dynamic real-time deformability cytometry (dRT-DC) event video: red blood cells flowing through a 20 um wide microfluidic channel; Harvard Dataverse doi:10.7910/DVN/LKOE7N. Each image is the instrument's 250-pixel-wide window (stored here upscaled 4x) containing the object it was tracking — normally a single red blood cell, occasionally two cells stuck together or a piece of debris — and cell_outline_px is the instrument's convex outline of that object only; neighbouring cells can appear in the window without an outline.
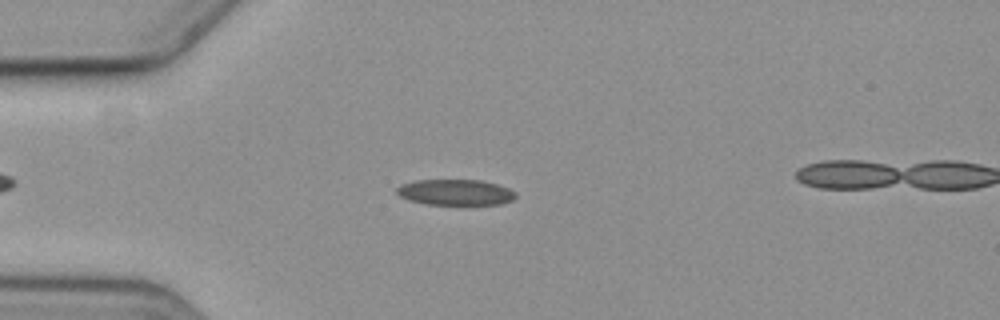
{"species": "common noctule bat (a hibernating species)", "species_latin": "Nyctalus noctula", "temperature_condition": "cold", "stored_images_in_passage": 10, "camera_frame_rate_fps": 3000, "um_per_image_px": 0.085, "animal": {"sex": "female", "body_mass_g": 19.3, "forearm_length_mm": 54.1}, "frame": {"image": 1, "passage_image": 4, "time_ms": 4.667, "image_size_px": [1000, 320], "cell_outline_px": [[516, 196], [512, 200], [500, 204], [428, 204], [408, 200], [400, 196], [396, 192], [396, 188], [400, 184], [416, 180], [480, 180], [496, 184], [508, 188], [516, 192]], "centroid_in_image_um": [38.69, 16.34], "position_along_channel_um": 46.3, "area_um2": 17.8}}
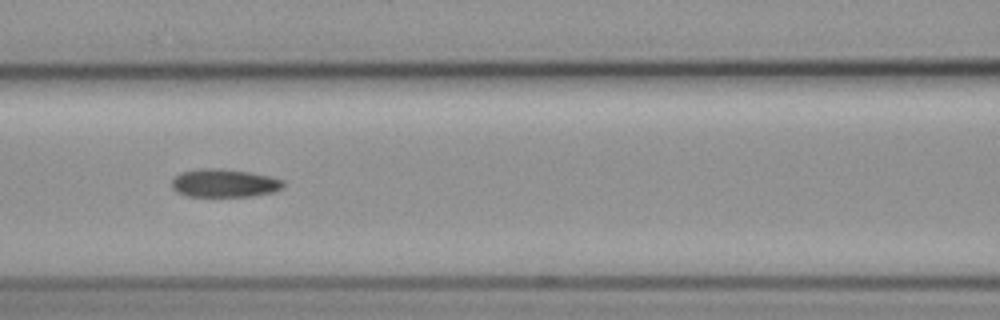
{"frame": {"image": 2, "passage_image": 7, "time_ms": 8.0, "image_size_px": [1000, 320], "cell_outline_px": [[284, 188], [272, 192], [252, 196], [184, 196], [176, 192], [172, 188], [172, 180], [180, 172], [200, 168], [220, 168], [248, 172], [268, 176], [284, 180]], "centroid_in_image_um": [19.04, 15.56], "position_along_channel_um": 147.6, "area_um2": 18.38}}
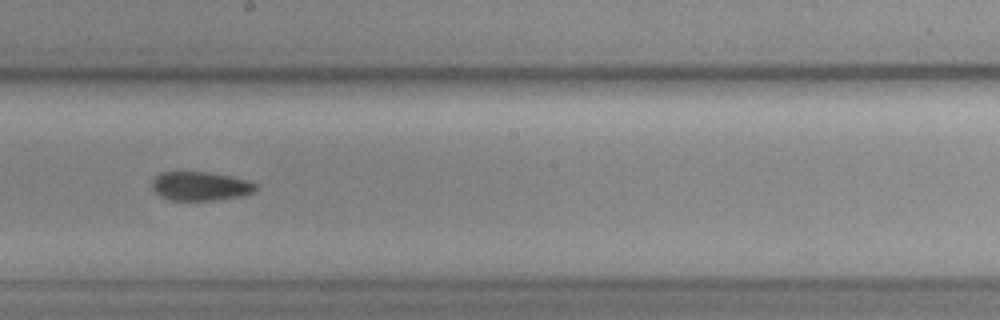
{"frame": {"image": 3, "passage_image": 9, "time_ms": 10.333, "image_size_px": [1000, 320], "cell_outline_px": [[256, 188], [252, 192], [240, 196], [212, 200], [168, 200], [160, 196], [152, 188], [152, 180], [160, 172], [208, 172], [248, 180], [256, 184]], "centroid_in_image_um": [16.99, 15.82], "position_along_channel_um": 231.2, "area_um2": 17.28}}